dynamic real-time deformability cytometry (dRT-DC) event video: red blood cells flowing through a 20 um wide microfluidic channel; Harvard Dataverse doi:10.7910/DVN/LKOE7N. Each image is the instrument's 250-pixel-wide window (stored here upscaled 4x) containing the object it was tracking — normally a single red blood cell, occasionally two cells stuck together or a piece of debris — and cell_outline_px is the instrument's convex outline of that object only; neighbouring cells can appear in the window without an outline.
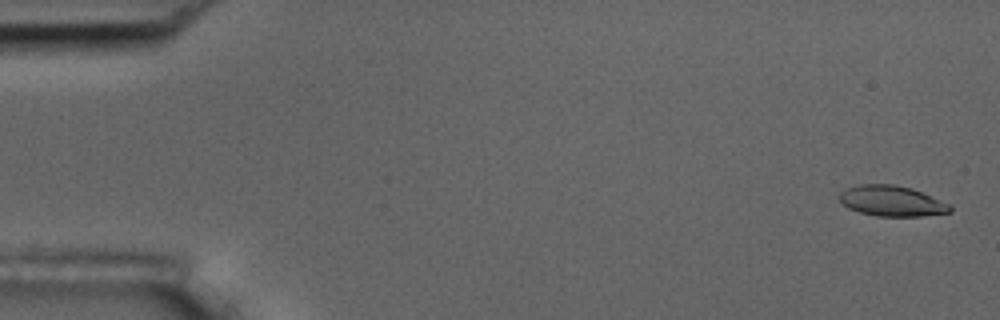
{"species": "common noctule bat (a hibernating species)", "species_latin": "Nyctalus noctula", "temperature_condition": "room temperature", "stored_images_in_passage": 54, "camera_frame_rate_fps": 3000, "um_per_image_px": 0.085, "animal": {"sex": "male", "body_mass_g": 17.5, "forearm_length_mm": 52.3}, "frame": {"image": 1, "passage_image": 2, "time_ms": 0.333, "image_size_px": [1000, 320], "cell_outline_px": [[952, 212], [920, 216], [876, 216], [860, 212], [848, 208], [836, 196], [840, 192], [848, 188], [860, 184], [892, 184], [912, 188], [948, 204], [952, 208]], "centroid_in_image_um": [75.76, 17.08], "position_along_channel_um": 9.2, "area_um2": 19.54}}
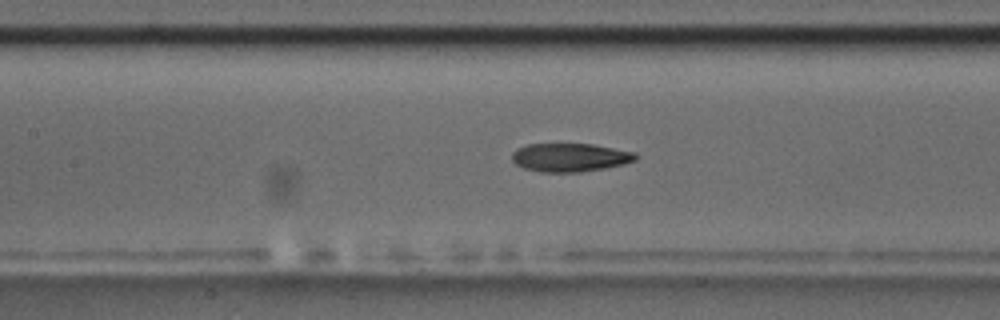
{"frame": {"image": 2, "passage_image": 25, "time_ms": 8.0, "image_size_px": [1000, 320], "cell_outline_px": [[640, 156], [636, 160], [624, 164], [604, 168], [580, 172], [540, 172], [524, 168], [516, 164], [512, 160], [512, 152], [516, 148], [528, 144], [592, 144], [636, 152]], "centroid_in_image_um": [48.47, 13.38], "position_along_channel_um": 158.9, "area_um2": 20.63}}
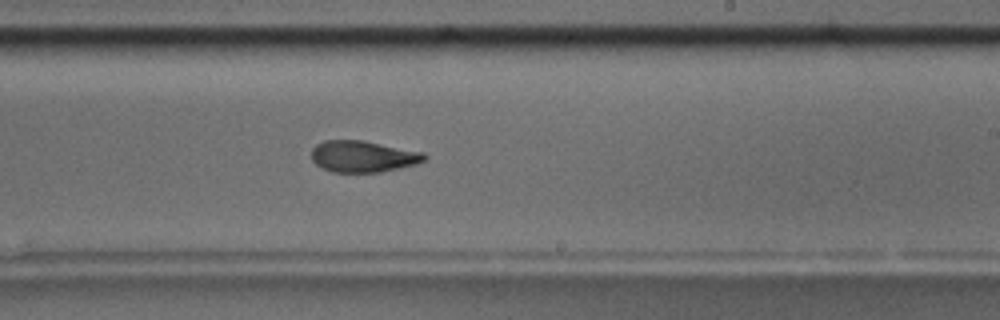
{"frame": {"image": 3, "passage_image": 33, "time_ms": 10.667, "image_size_px": [1000, 320], "cell_outline_px": [[428, 156], [424, 160], [416, 164], [400, 168], [380, 172], [332, 172], [316, 164], [312, 160], [312, 148], [316, 144], [324, 140], [364, 140], [424, 152]], "centroid_in_image_um": [30.87, 13.29], "position_along_channel_um": 258.1, "area_um2": 20.81}, "authors_computed_cell_mechanics": {"area_um2": 20.9525, "velocity_mm_per_s": 3.7451, "shape_relaxation_time_tau1_ms": 5.7876, "shape_relaxation_time_tau2_ms": 1.3267, "deformation_change_tau1": 0.1896, "deformation_change_tau2": 0.0806}}